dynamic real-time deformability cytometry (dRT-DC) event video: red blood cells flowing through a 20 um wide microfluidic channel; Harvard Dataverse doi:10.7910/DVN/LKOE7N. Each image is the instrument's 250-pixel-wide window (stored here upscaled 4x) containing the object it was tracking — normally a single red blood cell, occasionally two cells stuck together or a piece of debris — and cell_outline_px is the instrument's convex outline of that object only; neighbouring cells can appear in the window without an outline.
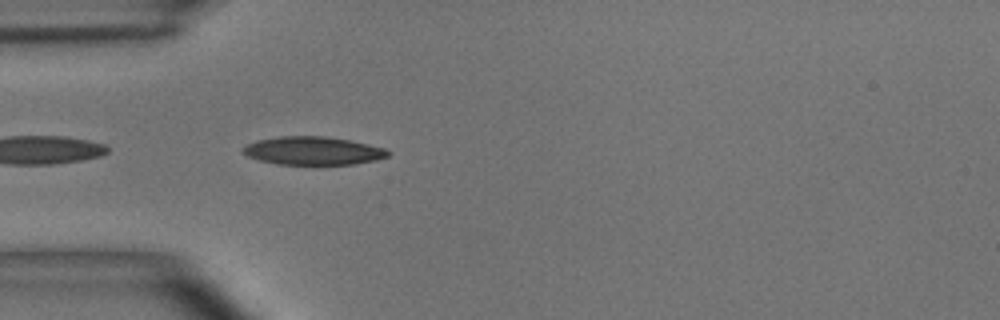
{"species": "common noctule bat (a hibernating species)", "species_latin": "Nyctalus noctula", "temperature_condition": "room temperature", "stored_images_in_passage": 9, "camera_frame_rate_fps": 3000, "um_per_image_px": 0.085, "animal": {"sex": "male", "body_mass_g": 15.6}, "frame": {"image": 1, "passage_image": 2, "time_ms": 0.333, "image_size_px": [1000, 320], "cell_outline_px": [[392, 152], [388, 156], [376, 160], [356, 164], [276, 164], [260, 160], [248, 156], [240, 152], [240, 148], [256, 140], [280, 136], [324, 136], [348, 140], [368, 144], [384, 148]], "centroid_in_image_um": [26.58, 12.81], "position_along_channel_um": 58.4, "area_um2": 23.87}}